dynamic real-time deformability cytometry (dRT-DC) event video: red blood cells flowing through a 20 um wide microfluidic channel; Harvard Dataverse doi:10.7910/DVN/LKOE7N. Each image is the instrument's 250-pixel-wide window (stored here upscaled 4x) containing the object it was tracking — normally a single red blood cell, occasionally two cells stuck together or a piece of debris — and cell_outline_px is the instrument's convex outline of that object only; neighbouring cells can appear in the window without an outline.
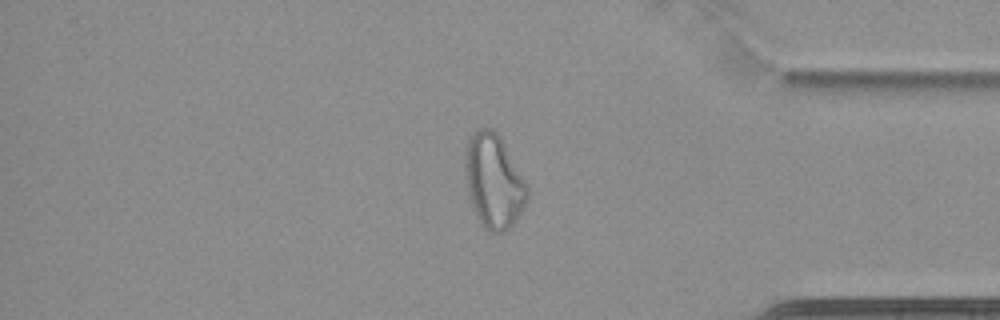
{"species": "common noctule bat (a hibernating species)", "species_latin": "Nyctalus noctula", "temperature_condition": "cold", "stored_images_in_passage": 63, "camera_frame_rate_fps": 3000, "um_per_image_px": 0.085, "animal": {"sex": "female", "body_mass_g": 22.7, "forearm_length_mm": 54.2}, "frame": {"image": 1, "passage_image": 54, "time_ms": 17.667, "image_size_px": [1000, 320], "cell_outline_px": [[528, 200], [524, 208], [516, 220], [508, 228], [500, 232], [492, 232], [484, 228], [476, 220], [468, 196], [464, 172], [464, 152], [468, 140], [472, 132], [480, 128], [492, 128], [500, 136], [524, 180], [528, 188]], "centroid_in_image_um": [41.92, 15.41], "position_along_channel_um": 393.3, "area_um2": 34.39}}